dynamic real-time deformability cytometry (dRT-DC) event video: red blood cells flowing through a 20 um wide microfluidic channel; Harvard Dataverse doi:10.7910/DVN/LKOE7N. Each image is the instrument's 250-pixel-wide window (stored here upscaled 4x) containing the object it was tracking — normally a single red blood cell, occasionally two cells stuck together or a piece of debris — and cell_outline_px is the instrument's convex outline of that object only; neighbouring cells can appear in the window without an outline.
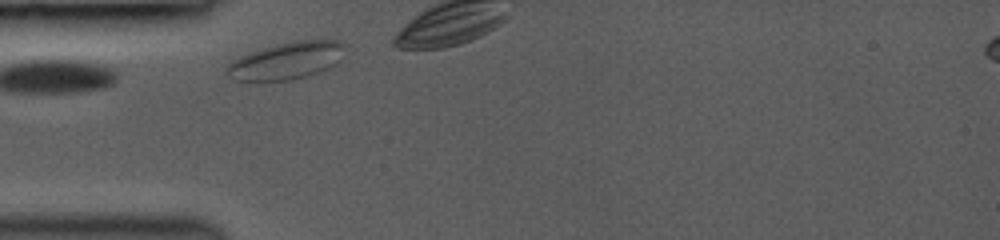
{"species": "common noctule bat (a hibernating species)", "species_latin": "Nyctalus noctula", "temperature_condition": "room temperature", "stored_images_in_passage": 4, "camera_frame_rate_fps": 3000, "um_per_image_px": 0.085, "animal": {"sex": "female", "body_mass_g": 19.0, "forearm_length_mm": 53.3}, "frame": {"image": 1, "passage_image": 1, "time_ms": 0.0, "image_size_px": [1000, 240], "cell_outline_px": [[344, 44], [340, 60], [332, 68], [304, 76], [288, 80], [232, 80], [224, 68], [232, 60], [248, 52], [260, 48], [296, 40], [340, 40]], "centroid_in_image_um": [24.33, 5.15], "position_along_channel_um": 60.7, "area_um2": 25.55}}